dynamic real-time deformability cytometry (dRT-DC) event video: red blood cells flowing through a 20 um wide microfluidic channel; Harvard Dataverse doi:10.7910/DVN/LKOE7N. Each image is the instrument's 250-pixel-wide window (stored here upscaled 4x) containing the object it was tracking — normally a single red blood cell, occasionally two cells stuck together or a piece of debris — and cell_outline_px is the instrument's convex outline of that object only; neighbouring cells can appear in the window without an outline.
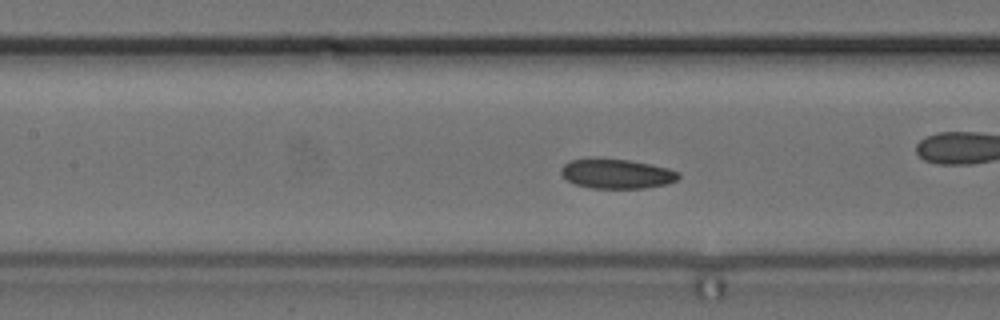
{"species": "common noctule bat (a hibernating species)", "species_latin": "Nyctalus noctula", "temperature_condition": "cold", "stored_images_in_passage": 20, "camera_frame_rate_fps": 3000, "um_per_image_px": 0.085, "animal": {"sex": "female", "body_mass_g": 24.6, "forearm_length_mm": 56.2}, "frame": {"image": 1, "passage_image": 9, "time_ms": 2.667, "image_size_px": [1000, 320], "cell_outline_px": [[680, 176], [676, 180], [668, 184], [644, 188], [592, 188], [576, 184], [568, 180], [560, 172], [560, 168], [564, 164], [572, 160], [628, 160], [668, 168], [680, 172]], "centroid_in_image_um": [52.46, 14.8], "position_along_channel_um": 154.9, "area_um2": 19.71}}